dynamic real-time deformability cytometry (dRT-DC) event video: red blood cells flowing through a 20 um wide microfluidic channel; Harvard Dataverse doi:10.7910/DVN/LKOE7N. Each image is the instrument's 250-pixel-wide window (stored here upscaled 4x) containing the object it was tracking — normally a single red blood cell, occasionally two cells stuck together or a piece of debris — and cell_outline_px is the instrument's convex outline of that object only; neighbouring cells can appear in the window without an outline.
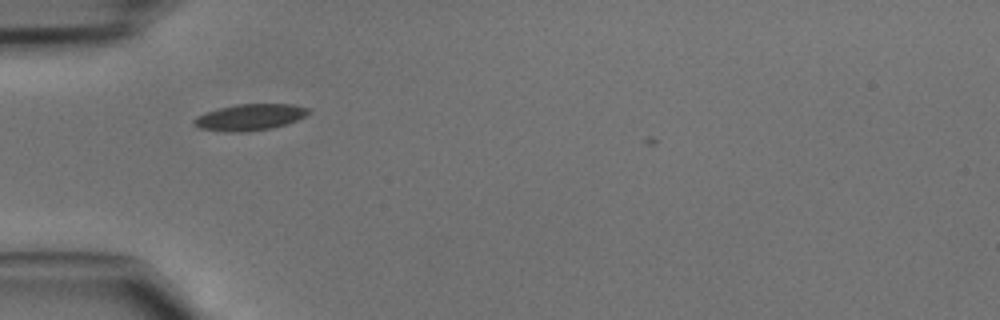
{"species": "common noctule bat (a hibernating species)", "species_latin": "Nyctalus noctula", "temperature_condition": "cold", "stored_images_in_passage": 31, "camera_frame_rate_fps": 3000, "um_per_image_px": 0.085, "animal": {"sex": "male", "body_mass_g": 15.6}, "frame": {"image": 1, "passage_image": 2, "time_ms": 0.333, "image_size_px": [1000, 320], "cell_outline_px": [[312, 112], [288, 124], [268, 128], [244, 132], [232, 132], [200, 128], [192, 124], [192, 120], [196, 116], [204, 112], [236, 104], [292, 104], [308, 108]], "centroid_in_image_um": [21.22, 9.95], "position_along_channel_um": 63.8, "area_um2": 17.51}}
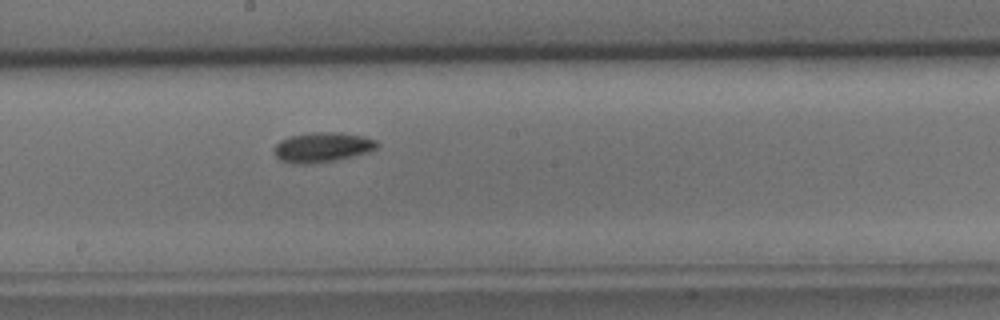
{"frame": {"image": 2, "passage_image": 13, "time_ms": 4.0, "image_size_px": [1000, 320], "cell_outline_px": [[380, 144], [376, 148], [368, 152], [336, 160], [316, 164], [292, 164], [280, 160], [272, 152], [276, 144], [280, 140], [292, 136], [312, 132], [340, 132], [364, 136], [376, 140]], "centroid_in_image_um": [27.39, 12.52], "position_along_channel_um": 220.8, "area_um2": 18.15}}
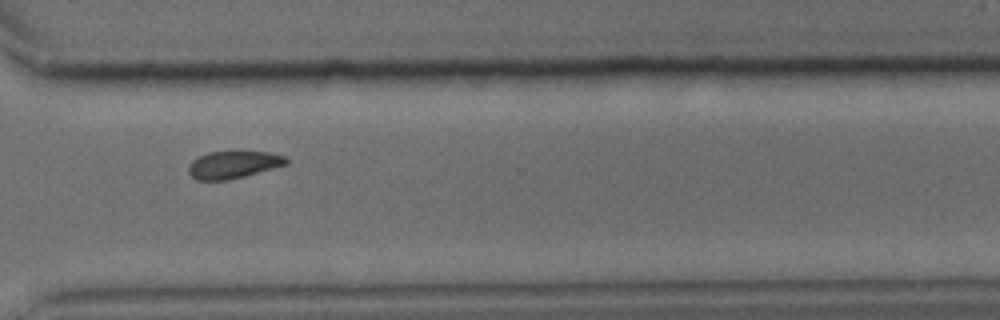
{"frame": {"image": 3, "passage_image": 22, "time_ms": 7.0, "image_size_px": [1000, 320], "cell_outline_px": [[288, 164], [244, 176], [228, 180], [196, 180], [188, 172], [188, 164], [192, 160], [208, 152], [272, 152], [284, 156], [288, 160]], "centroid_in_image_um": [19.82, 14.0], "position_along_channel_um": 350.8, "area_um2": 15.49}}